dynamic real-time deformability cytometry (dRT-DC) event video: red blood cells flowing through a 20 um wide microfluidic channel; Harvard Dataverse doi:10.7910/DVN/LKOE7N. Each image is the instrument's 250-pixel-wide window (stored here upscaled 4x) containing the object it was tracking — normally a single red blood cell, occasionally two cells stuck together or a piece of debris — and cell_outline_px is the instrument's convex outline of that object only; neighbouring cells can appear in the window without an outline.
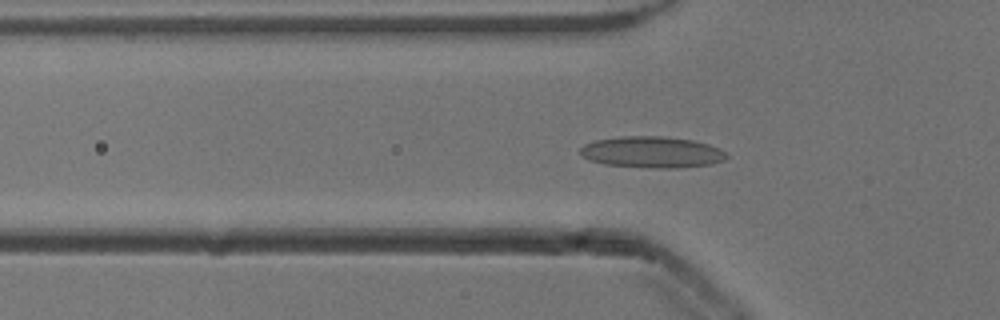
{"species": "common noctule bat (a hibernating species)", "species_latin": "Nyctalus noctula", "temperature_condition": "cold", "stored_images_in_passage": 53, "camera_frame_rate_fps": 3000, "um_per_image_px": 0.085, "animal": {"sex": "male", "body_mass_g": 13.3}, "frame": {"image": 1, "passage_image": 17, "time_ms": 5.333, "image_size_px": [1000, 320], "cell_outline_px": [[728, 156], [724, 160], [712, 164], [676, 168], [652, 168], [604, 164], [580, 156], [580, 148], [584, 144], [596, 140], [624, 136], [660, 136], [692, 140], [708, 144], [720, 148]], "centroid_in_image_um": [55.42, 12.93], "position_along_channel_um": 70.4, "area_um2": 26.65}}
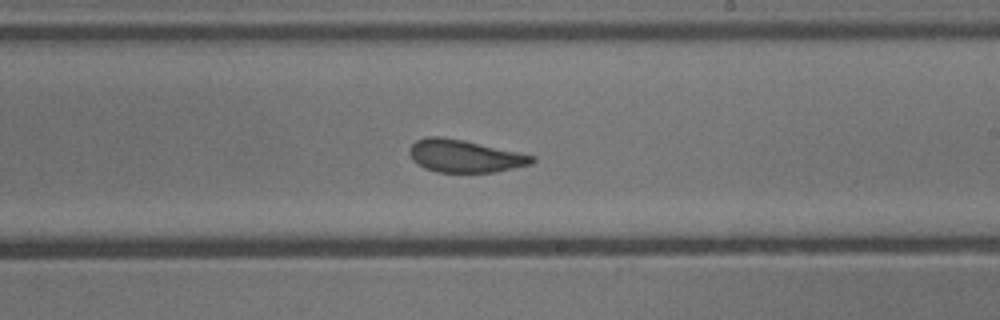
{"frame": {"image": 2, "passage_image": 31, "time_ms": 10.0, "image_size_px": [1000, 320], "cell_outline_px": [[536, 160], [532, 164], [496, 172], [436, 172], [424, 168], [412, 160], [408, 152], [408, 148], [416, 140], [428, 136], [440, 136], [464, 140], [536, 156]], "centroid_in_image_um": [39.48, 13.26], "position_along_channel_um": 249.5, "area_um2": 23.41}}
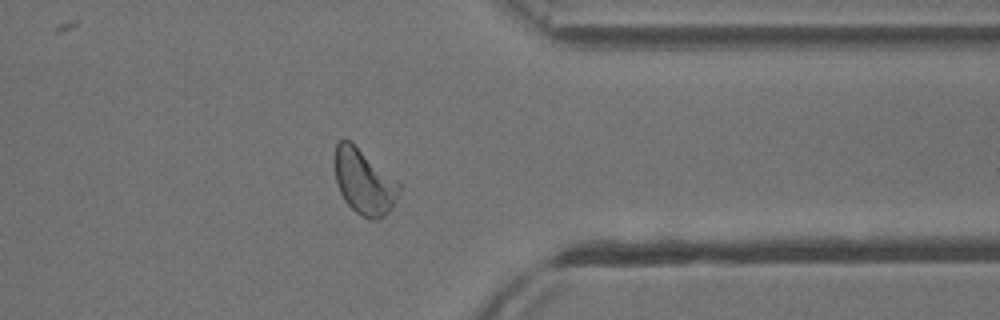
{"frame": {"image": 3, "passage_image": 42, "time_ms": 13.667, "image_size_px": [1000, 320], "cell_outline_px": [[400, 188], [388, 212], [384, 216], [376, 220], [368, 220], [356, 212], [344, 200], [340, 192], [336, 180], [332, 164], [332, 156], [336, 144], [340, 140], [352, 140], [396, 180], [400, 184]], "centroid_in_image_um": [30.87, 15.4], "position_along_channel_um": 380.5, "area_um2": 24.74}, "authors_computed_cell_mechanics": {"area_um2": 24.5072, "velocity_mm_per_s": 3.8188, "shape_relaxation_time_tau1_ms": 3.9114, "shape_relaxation_time_tau2_ms": 1.1931, "deformation_change_tau1": 0.1226, "deformation_change_tau2": 0.0684}}